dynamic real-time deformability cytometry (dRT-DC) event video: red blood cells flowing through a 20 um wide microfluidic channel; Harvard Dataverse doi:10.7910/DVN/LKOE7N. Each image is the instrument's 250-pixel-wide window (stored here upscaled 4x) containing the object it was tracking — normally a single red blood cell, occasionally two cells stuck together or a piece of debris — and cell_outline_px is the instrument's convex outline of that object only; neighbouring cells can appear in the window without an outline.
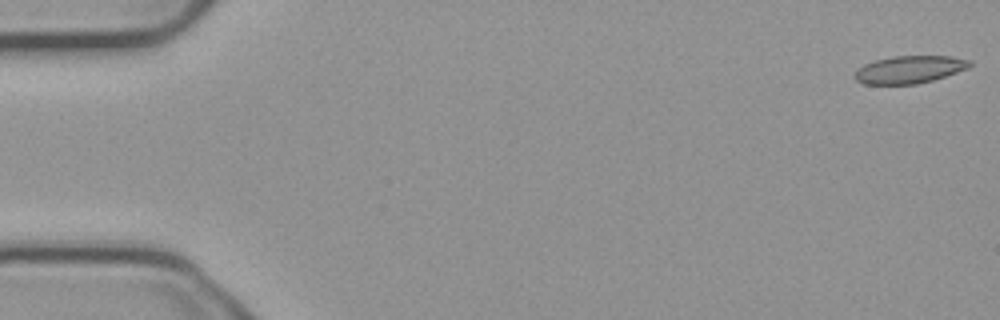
{"species": "common noctule bat (a hibernating species)", "species_latin": "Nyctalus noctula", "temperature_condition": "cold", "stored_images_in_passage": 55, "camera_frame_rate_fps": 3000, "um_per_image_px": 0.085, "animal": {"sex": "male", "body_mass_g": 23.1, "forearm_length_mm": 52.7}, "frame": {"image": 1, "passage_image": 1, "time_ms": 0.0, "image_size_px": [1000, 320], "cell_outline_px": [[972, 64], [968, 68], [932, 80], [916, 84], [864, 84], [856, 80], [852, 76], [856, 68], [864, 64], [876, 60], [892, 56], [952, 56], [972, 60]], "centroid_in_image_um": [77.27, 5.9], "position_along_channel_um": 7.7, "area_um2": 18.55}}
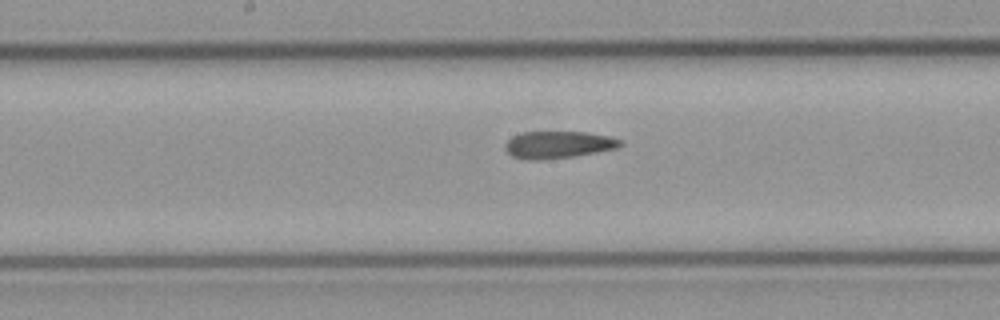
{"frame": {"image": 2, "passage_image": 28, "time_ms": 9.0, "image_size_px": [1000, 320], "cell_outline_px": [[624, 144], [616, 148], [596, 152], [572, 156], [540, 160], [524, 160], [512, 156], [504, 148], [504, 144], [512, 136], [520, 132], [588, 132], [612, 136], [620, 140]], "centroid_in_image_um": [47.43, 12.29], "position_along_channel_um": 200.8, "area_um2": 18.32}}
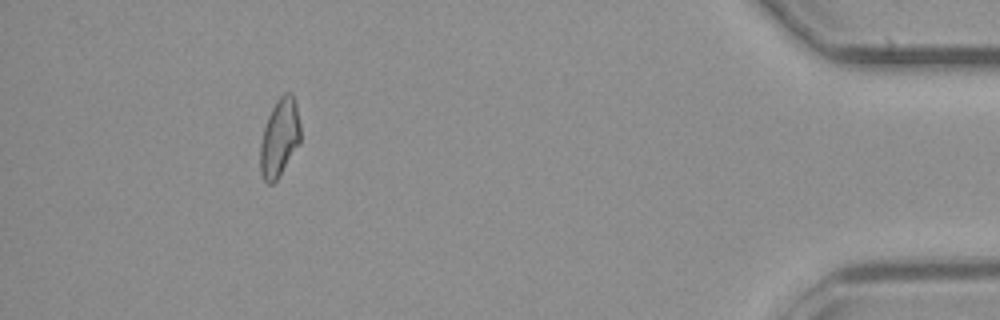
{"frame": {"image": 3, "passage_image": 50, "time_ms": 16.333, "image_size_px": [1000, 320], "cell_outline_px": [[300, 144], [276, 180], [272, 184], [268, 184], [264, 180], [260, 172], [260, 144], [264, 128], [268, 116], [276, 100], [284, 92], [292, 92], [296, 104], [300, 124]], "centroid_in_image_um": [23.76, 11.69], "position_along_channel_um": 411.4, "area_um2": 18.32}, "authors_computed_cell_mechanics": {"area_um2": 18.7272, "velocity_mm_per_s": 3.7459, "shape_relaxation_time_tau1_ms": null, "shape_relaxation_time_tau2_ms": 4.6775, "deformation_change_tau1": null, "deformation_change_tau2": 0.145}}